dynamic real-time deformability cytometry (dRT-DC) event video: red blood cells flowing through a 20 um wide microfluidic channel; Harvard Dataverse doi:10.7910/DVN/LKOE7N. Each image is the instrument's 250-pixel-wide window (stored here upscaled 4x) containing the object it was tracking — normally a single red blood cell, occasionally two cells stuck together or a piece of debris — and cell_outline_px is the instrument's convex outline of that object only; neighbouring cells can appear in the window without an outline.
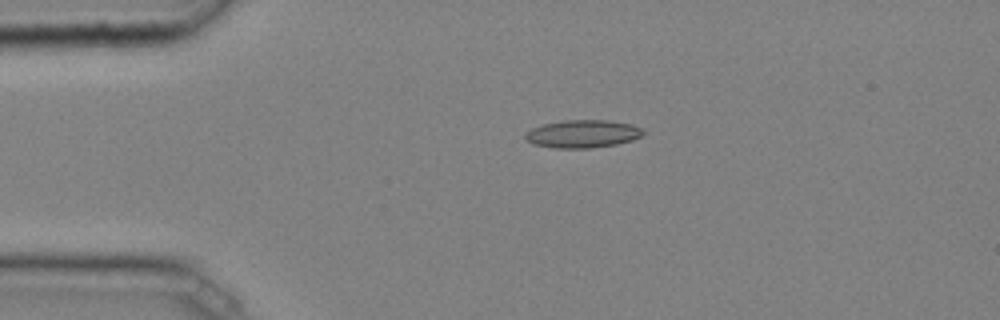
{"species": "common noctule bat (a hibernating species)", "species_latin": "Nyctalus noctula", "temperature_condition": "cold", "stored_images_in_passage": 37, "camera_frame_rate_fps": 3000, "um_per_image_px": 0.085, "animal": {"sex": "male", "body_mass_g": 20.4}, "frame": {"image": 1, "passage_image": 3, "time_ms": 0.667, "image_size_px": [1000, 320], "cell_outline_px": [[644, 132], [640, 136], [632, 140], [616, 144], [588, 148], [552, 148], [532, 144], [524, 140], [524, 132], [532, 128], [544, 124], [564, 120], [608, 120], [632, 124], [640, 128]], "centroid_in_image_um": [49.46, 11.38], "position_along_channel_um": 35.5, "area_um2": 19.19}}
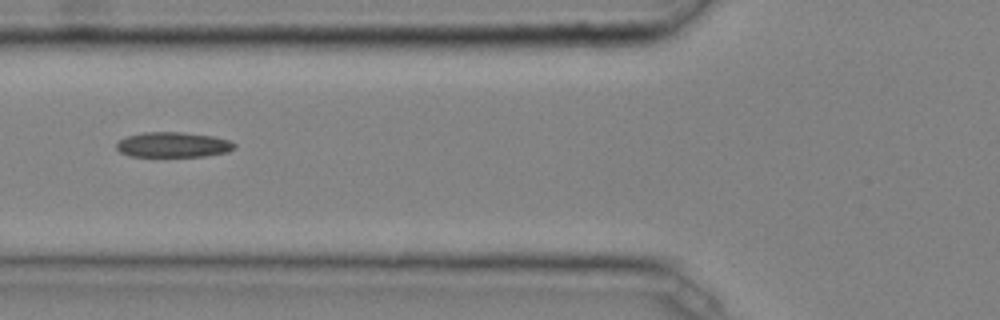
{"frame": {"image": 2, "passage_image": 11, "time_ms": 3.333, "image_size_px": [1000, 320], "cell_outline_px": [[236, 148], [228, 152], [204, 156], [128, 156], [120, 152], [116, 148], [116, 144], [120, 140], [128, 136], [144, 132], [180, 132], [212, 136], [228, 140], [236, 144]], "centroid_in_image_um": [14.72, 12.3], "position_along_channel_um": 111.1, "area_um2": 17.22}}
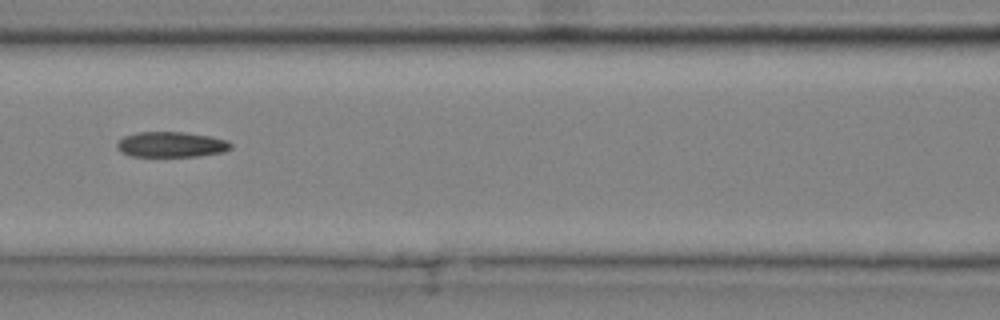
{"frame": {"image": 3, "passage_image": 14, "time_ms": 4.333, "image_size_px": [1000, 320], "cell_outline_px": [[232, 148], [224, 152], [196, 156], [132, 156], [120, 152], [116, 144], [124, 136], [136, 132], [184, 132], [212, 136], [228, 140], [232, 144]], "centroid_in_image_um": [14.59, 12.27], "position_along_channel_um": 152.0, "area_um2": 16.94}}